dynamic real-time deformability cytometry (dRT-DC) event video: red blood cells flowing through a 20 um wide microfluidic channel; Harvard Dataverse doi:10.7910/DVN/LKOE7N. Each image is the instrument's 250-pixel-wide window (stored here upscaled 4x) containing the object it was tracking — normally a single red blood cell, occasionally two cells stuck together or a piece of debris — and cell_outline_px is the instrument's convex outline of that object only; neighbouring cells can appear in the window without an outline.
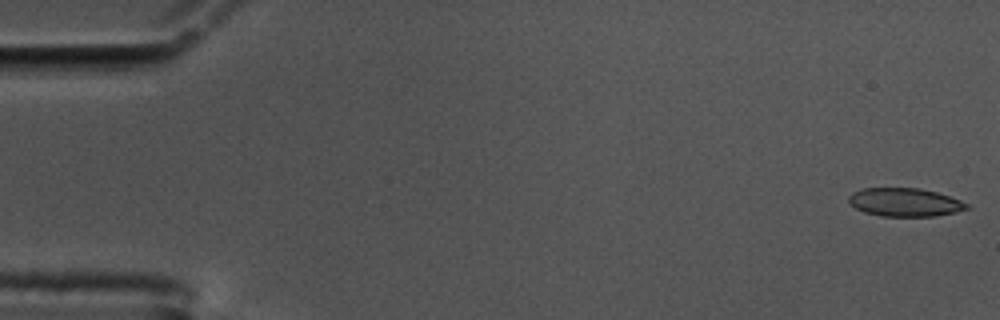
{"species": "common noctule bat (a hibernating species)", "species_latin": "Nyctalus noctula", "temperature_condition": "cold", "stored_images_in_passage": 58, "camera_frame_rate_fps": 3000, "um_per_image_px": 0.085, "animal": {"sex": "male", "body_mass_g": 17.5, "forearm_length_mm": 52.3}, "frame": {"image": 1, "passage_image": 1, "time_ms": 0.0, "image_size_px": [1000, 320], "cell_outline_px": [[972, 208], [956, 212], [936, 216], [880, 216], [864, 212], [856, 208], [848, 200], [848, 196], [852, 192], [864, 188], [920, 188], [936, 192], [960, 200], [968, 204]], "centroid_in_image_um": [76.93, 17.19], "position_along_channel_um": 8.1, "area_um2": 19.54}}
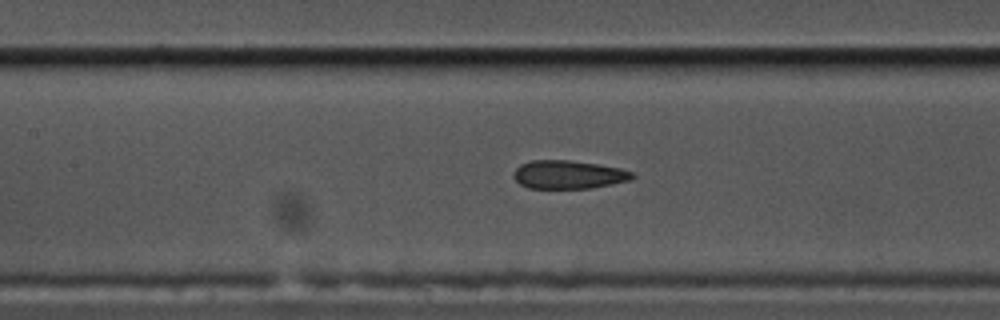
{"frame": {"image": 2, "passage_image": 26, "time_ms": 8.333, "image_size_px": [1000, 320], "cell_outline_px": [[636, 176], [632, 180], [592, 188], [528, 188], [520, 184], [512, 176], [512, 172], [520, 164], [532, 160], [568, 160], [596, 164], [620, 168], [632, 172]], "centroid_in_image_um": [48.31, 14.84], "position_along_channel_um": 159.1, "area_um2": 19.71}}
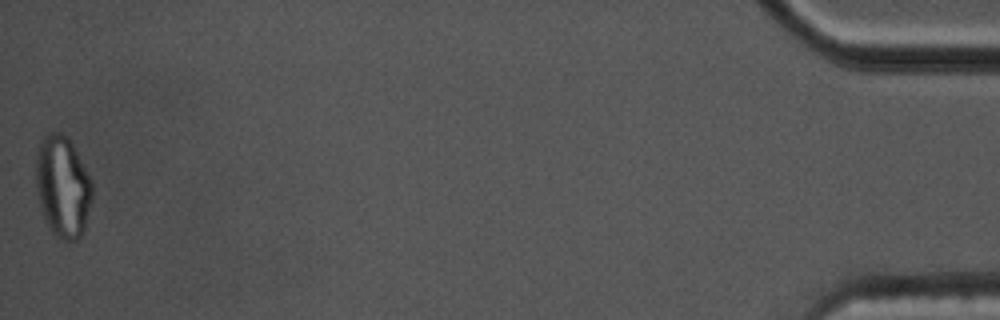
{"frame": {"image": 3, "passage_image": 58, "time_ms": 19.0, "image_size_px": [1000, 320], "cell_outline_px": [[92, 196], [84, 228], [80, 236], [76, 240], [64, 240], [56, 236], [52, 232], [44, 216], [40, 204], [36, 188], [36, 156], [40, 140], [48, 132], [60, 132], [68, 136], [92, 184]], "centroid_in_image_um": [5.3, 15.83], "position_along_channel_um": 429.9, "area_um2": 32.77}, "authors_computed_cell_mechanics": {"area_um2": 20.6057, "velocity_mm_per_s": 3.4424, "shape_relaxation_time_tau1_ms": null, "shape_relaxation_time_tau2_ms": 2.6464, "deformation_change_tau1": null, "deformation_change_tau2": 0.0887}}